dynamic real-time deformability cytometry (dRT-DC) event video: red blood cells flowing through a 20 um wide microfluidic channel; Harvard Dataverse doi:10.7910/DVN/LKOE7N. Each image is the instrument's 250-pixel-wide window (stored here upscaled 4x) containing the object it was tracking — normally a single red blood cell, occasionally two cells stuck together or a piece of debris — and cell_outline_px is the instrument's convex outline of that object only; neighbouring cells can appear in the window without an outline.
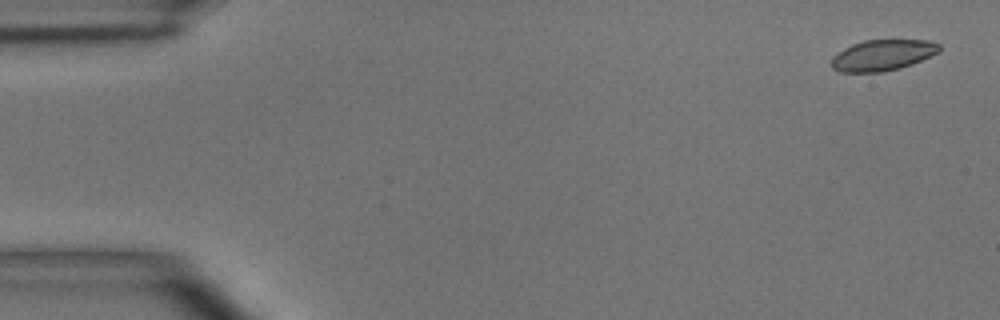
{"species": "common noctule bat (a hibernating species)", "species_latin": "Nyctalus noctula", "temperature_condition": "room temperature", "stored_images_in_passage": 9, "camera_frame_rate_fps": 3000, "um_per_image_px": 0.085, "animal": {"sex": "male", "body_mass_g": 15.6}, "frame": {"image": 1, "passage_image": 1, "time_ms": 0.0, "image_size_px": [1000, 320], "cell_outline_px": [[940, 52], [912, 64], [900, 68], [880, 72], [840, 72], [832, 68], [832, 56], [844, 48], [852, 44], [864, 40], [928, 40], [940, 44]], "centroid_in_image_um": [75.02, 4.69], "position_along_channel_um": 10.0, "area_um2": 19.48}}
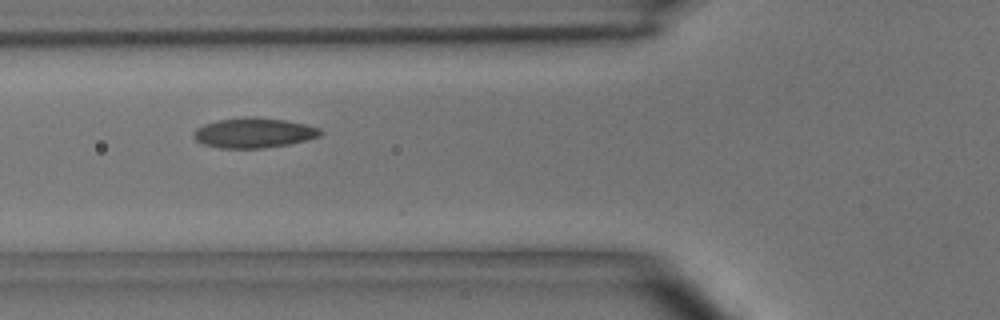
{"frame": {"image": 2, "passage_image": 6, "time_ms": 5.667, "image_size_px": [1000, 320], "cell_outline_px": [[324, 132], [320, 136], [288, 144], [264, 148], [220, 148], [204, 144], [196, 140], [192, 136], [192, 132], [196, 128], [204, 124], [220, 120], [248, 116], [256, 116], [284, 120], [304, 124], [320, 128]], "centroid_in_image_um": [21.55, 11.28], "position_along_channel_um": 104.2, "area_um2": 22.14}}